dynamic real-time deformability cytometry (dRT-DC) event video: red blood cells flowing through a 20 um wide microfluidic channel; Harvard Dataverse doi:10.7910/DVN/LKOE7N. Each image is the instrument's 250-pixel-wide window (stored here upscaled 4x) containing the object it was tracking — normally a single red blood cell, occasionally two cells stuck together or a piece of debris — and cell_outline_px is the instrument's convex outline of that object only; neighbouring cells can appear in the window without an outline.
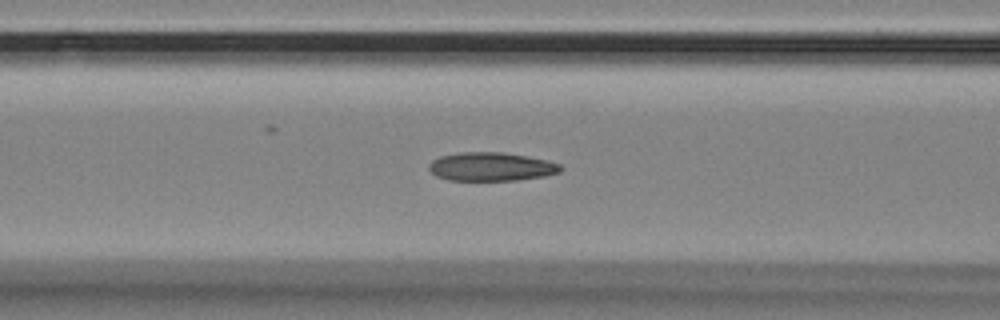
{"species": "Egyptian fruit bat (a non-hibernating species)", "species_latin": "Rousettus aegyptiacus", "temperature_condition": "room temperature", "stored_images_in_passage": 57, "camera_frame_rate_fps": 3000, "um_per_image_px": 0.085, "animal": {"sex": "female"}, "frame": {"image": 1, "passage_image": 23, "time_ms": 7.333, "image_size_px": [1000, 320], "cell_outline_px": [[564, 168], [560, 172], [544, 176], [516, 180], [448, 180], [436, 176], [428, 168], [428, 164], [432, 160], [440, 156], [460, 152], [500, 152], [524, 156], [544, 160], [560, 164]], "centroid_in_image_um": [41.72, 14.17], "position_along_channel_um": 124.9, "area_um2": 21.79}}
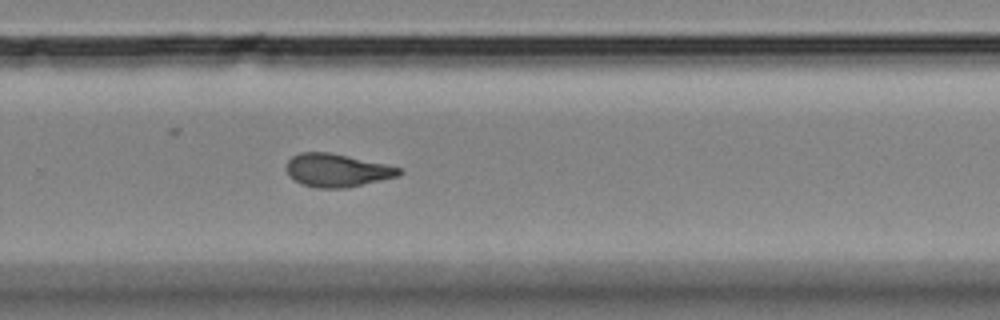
{"frame": {"image": 2, "passage_image": 38, "time_ms": 12.333, "image_size_px": [1000, 320], "cell_outline_px": [[404, 172], [400, 176], [348, 188], [316, 188], [300, 184], [288, 176], [288, 160], [292, 156], [300, 152], [332, 152], [384, 164], [400, 168]], "centroid_in_image_um": [28.66, 14.49], "position_along_channel_um": 301.1, "area_um2": 21.91}}
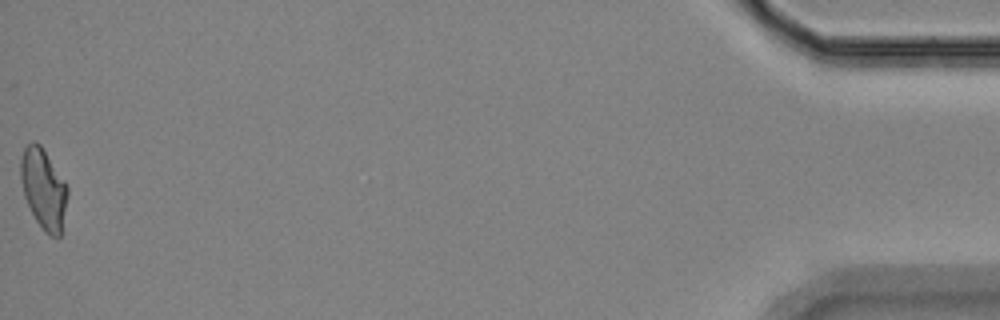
{"frame": {"image": 3, "passage_image": 57, "time_ms": 18.667, "image_size_px": [1000, 320], "cell_outline_px": [[68, 196], [60, 236], [48, 236], [44, 232], [36, 220], [24, 196], [20, 176], [20, 160], [24, 148], [32, 140], [36, 140], [40, 144], [64, 180], [68, 188]], "centroid_in_image_um": [3.69, 16.03], "position_along_channel_um": 431.5, "area_um2": 21.85}, "authors_computed_cell_mechanics": {"area_um2": 21.7906, "velocity_mm_per_s": 3.5298, "shape_relaxation_time_tau1_ms": null, "shape_relaxation_time_tau2_ms": 2.6645, "deformation_change_tau1": null, "deformation_change_tau2": 0.0962}}